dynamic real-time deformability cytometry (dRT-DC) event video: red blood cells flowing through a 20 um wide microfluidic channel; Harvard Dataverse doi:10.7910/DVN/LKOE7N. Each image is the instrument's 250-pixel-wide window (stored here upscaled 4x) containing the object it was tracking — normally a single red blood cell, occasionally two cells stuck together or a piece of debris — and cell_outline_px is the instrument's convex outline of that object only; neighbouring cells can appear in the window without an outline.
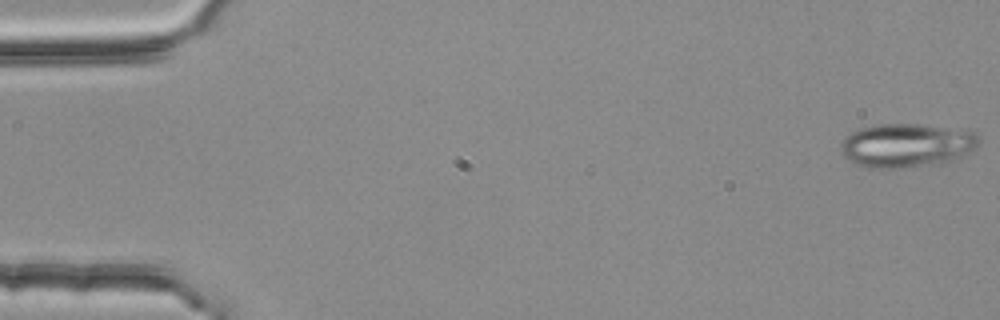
{"species": "common noctule bat (a hibernating species)", "species_latin": "Nyctalus noctula", "temperature_condition": "room temperature", "stored_images_in_passage": 4, "camera_frame_rate_fps": 3000, "um_per_image_px": 0.085, "animal": {"sex": "female", "body_mass_g": 25.1}, "frame": {"image": 1, "passage_image": 1, "time_ms": 0.0, "image_size_px": [1000, 320], "cell_outline_px": [[980, 140], [972, 148], [960, 156], [944, 164], [904, 168], [864, 168], [852, 164], [844, 156], [840, 148], [840, 144], [844, 136], [860, 128], [876, 124], [920, 124], [968, 128], [980, 136]], "centroid_in_image_um": [77.04, 12.35], "position_along_channel_um": 8.0, "area_um2": 36.13}}